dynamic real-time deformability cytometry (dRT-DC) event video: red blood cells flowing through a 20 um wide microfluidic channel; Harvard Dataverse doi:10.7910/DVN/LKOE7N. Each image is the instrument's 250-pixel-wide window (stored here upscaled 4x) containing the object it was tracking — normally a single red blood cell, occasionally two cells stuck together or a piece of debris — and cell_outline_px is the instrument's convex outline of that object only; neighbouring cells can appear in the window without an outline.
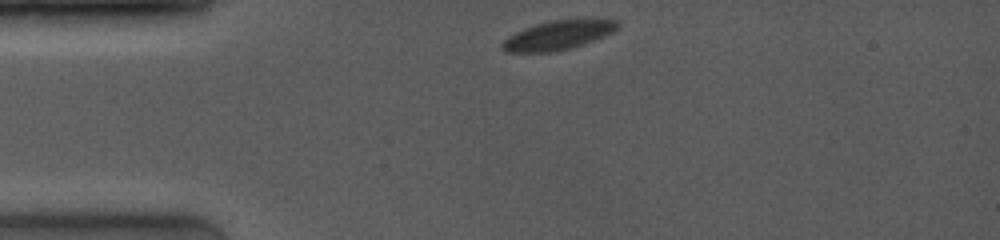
{"species": "common noctule bat (a hibernating species)", "species_latin": "Nyctalus noctula", "temperature_condition": "room temperature", "stored_images_in_passage": 34, "camera_frame_rate_fps": 4000, "um_per_image_px": 0.085, "animal": {"sex": "female", "body_mass_g": 19.0, "forearm_length_mm": 53.3}, "frame": {"image": 1, "passage_image": 1, "time_ms": 0.0, "image_size_px": [1000, 240], "cell_outline_px": [[620, 24], [612, 32], [604, 36], [584, 44], [572, 48], [552, 52], [504, 52], [500, 48], [500, 44], [508, 36], [524, 28], [536, 24], [552, 20], [616, 20]], "centroid_in_image_um": [47.37, 3.02], "position_along_channel_um": 37.6, "area_um2": 19.36}}
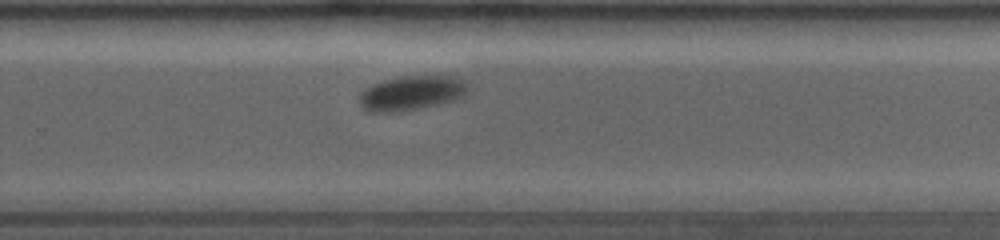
{"frame": {"image": 2, "passage_image": 23, "time_ms": 7.5, "image_size_px": [1000, 240], "cell_outline_px": [[468, 84], [464, 92], [460, 96], [452, 100], [436, 104], [400, 112], [368, 112], [360, 104], [360, 92], [372, 84], [384, 80], [404, 76], [456, 76], [464, 80]], "centroid_in_image_um": [34.92, 7.9], "position_along_channel_um": 294.9, "area_um2": 21.5}}
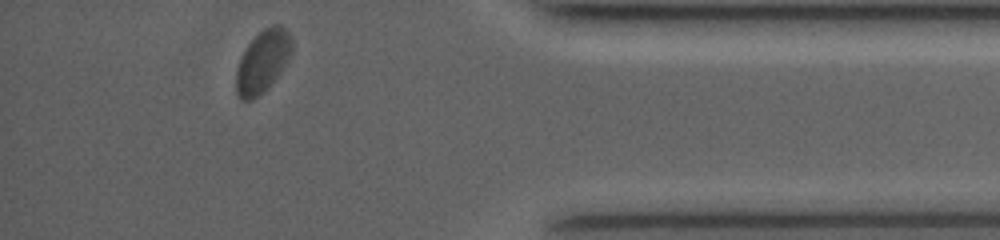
{"frame": {"image": 3, "passage_image": 34, "time_ms": 11.0, "image_size_px": [1000, 240], "cell_outline_px": [[292, 52], [280, 72], [268, 88], [260, 96], [252, 100], [240, 100], [236, 92], [236, 68], [248, 44], [264, 28], [272, 24], [280, 24], [292, 36]], "centroid_in_image_um": [22.33, 5.23], "position_along_channel_um": 412.9, "area_um2": 20.23}, "authors_computed_cell_mechanics": {"area_um2": 21.7328, "velocity_mm_per_s": 3.8886, "shape_relaxation_time_tau1_ms": 1.654, "shape_relaxation_time_tau2_ms": null, "deformation_change_tau1": 0.0838, "deformation_change_tau2": null}}